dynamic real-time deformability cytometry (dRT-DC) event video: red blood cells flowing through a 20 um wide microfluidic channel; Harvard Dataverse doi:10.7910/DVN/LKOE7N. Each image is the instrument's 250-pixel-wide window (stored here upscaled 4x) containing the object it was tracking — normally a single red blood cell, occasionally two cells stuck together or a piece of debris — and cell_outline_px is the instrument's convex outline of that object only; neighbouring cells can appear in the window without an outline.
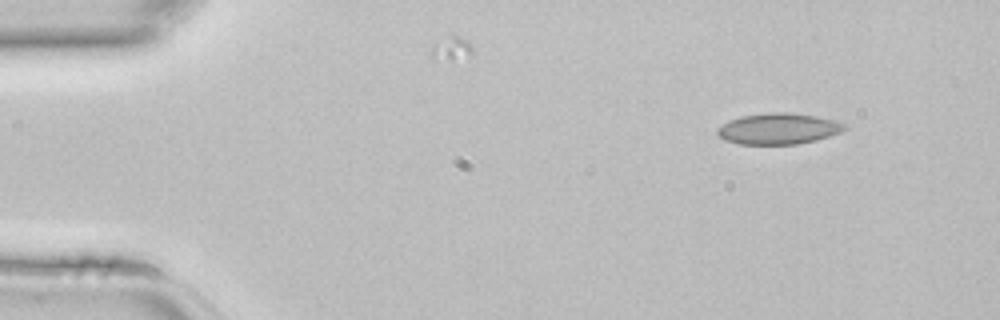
{"species": "common noctule bat (a hibernating species)", "species_latin": "Nyctalus noctula", "temperature_condition": "room temperature", "stored_images_in_passage": 40, "camera_frame_rate_fps": 3000, "um_per_image_px": 0.085, "animal": {"sex": "female", "body_mass_g": 22.7, "forearm_length_mm": 54.2}, "frame": {"image": 1, "passage_image": 1, "time_ms": 0.0, "image_size_px": [1000, 320], "cell_outline_px": [[848, 128], [840, 132], [816, 140], [800, 144], [740, 144], [724, 140], [716, 132], [716, 128], [728, 120], [740, 116], [772, 112], [792, 112], [816, 116], [836, 120], [844, 124]], "centroid_in_image_um": [66.15, 10.93], "position_along_channel_um": 18.8, "area_um2": 23.18}}
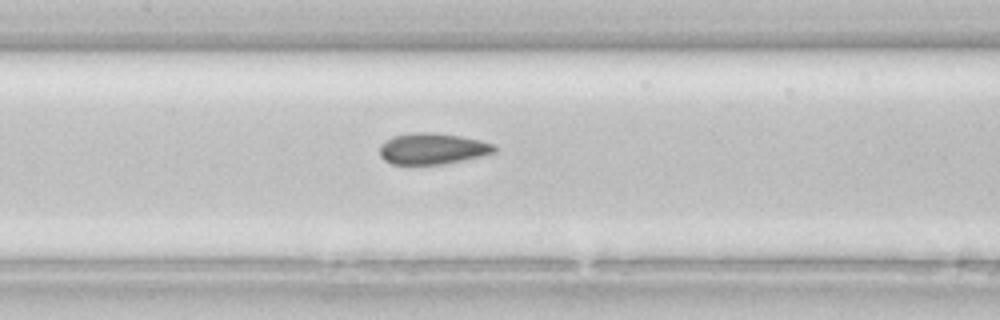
{"frame": {"image": 2, "passage_image": 17, "time_ms": 5.333, "image_size_px": [1000, 320], "cell_outline_px": [[496, 152], [484, 156], [444, 164], [392, 164], [384, 160], [380, 156], [380, 144], [392, 136], [412, 132], [436, 132], [460, 136], [480, 140], [496, 144]], "centroid_in_image_um": [36.78, 12.63], "position_along_channel_um": 170.6, "area_um2": 21.15}}
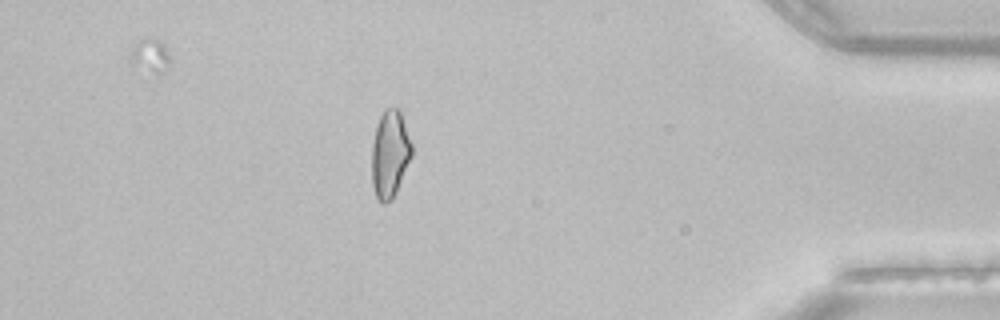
{"frame": {"image": 3, "passage_image": 35, "time_ms": 11.333, "image_size_px": [1000, 320], "cell_outline_px": [[412, 156], [396, 192], [392, 200], [384, 204], [376, 196], [372, 184], [372, 144], [376, 124], [384, 108], [400, 108], [412, 144]], "centroid_in_image_um": [33.15, 13.06], "position_along_channel_um": 402.1, "area_um2": 20.52}}